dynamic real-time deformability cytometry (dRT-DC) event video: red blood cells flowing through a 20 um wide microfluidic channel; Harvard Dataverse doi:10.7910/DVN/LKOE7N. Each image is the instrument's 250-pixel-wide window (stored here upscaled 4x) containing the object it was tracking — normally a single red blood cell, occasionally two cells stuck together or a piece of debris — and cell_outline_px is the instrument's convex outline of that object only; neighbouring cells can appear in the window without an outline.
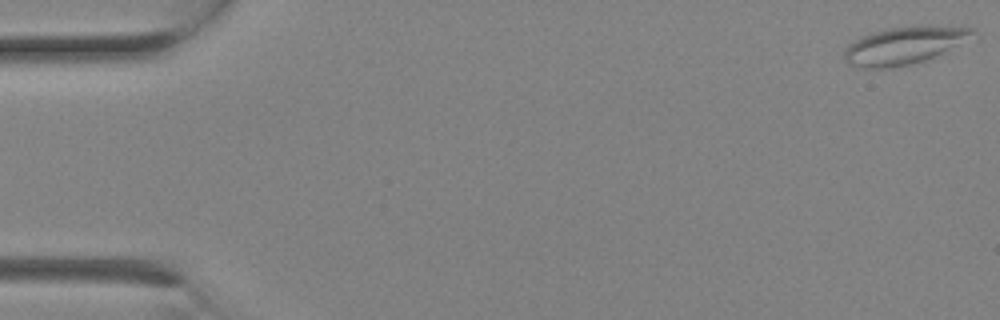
{"species": "Egyptian fruit bat (a non-hibernating species)", "species_latin": "Rousettus aegyptiacus", "temperature_condition": "room temperature", "stored_images_in_passage": 3, "camera_frame_rate_fps": 3000, "um_per_image_px": 0.085, "animal": {"sex": "female"}, "frame": {"image": 1, "passage_image": 3, "time_ms": 0.667, "image_size_px": [1000, 320], "cell_outline_px": [[976, 32], [948, 48], [924, 60], [892, 68], [860, 68], [848, 64], [844, 60], [844, 52], [848, 44], [872, 32], [888, 28], [960, 24], [972, 28]], "centroid_in_image_um": [76.78, 3.85], "position_along_channel_um": 8.2, "area_um2": 27.4}}